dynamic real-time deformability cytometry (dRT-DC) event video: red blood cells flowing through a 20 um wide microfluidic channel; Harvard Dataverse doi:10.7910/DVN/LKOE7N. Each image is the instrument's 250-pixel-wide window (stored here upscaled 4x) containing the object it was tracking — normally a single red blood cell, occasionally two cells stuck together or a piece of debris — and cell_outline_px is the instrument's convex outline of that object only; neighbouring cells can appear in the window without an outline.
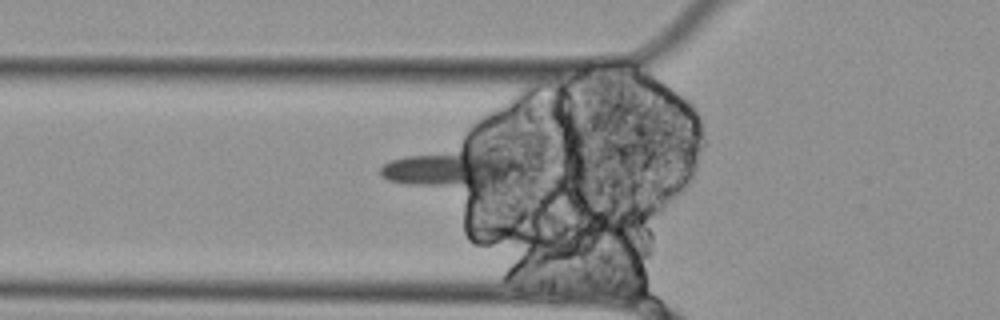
{"species": "Egyptian fruit bat (a non-hibernating species)", "species_latin": "Rousettus aegyptiacus", "temperature_condition": "cold", "stored_images_in_passage": 41, "camera_frame_rate_fps": 3000, "um_per_image_px": 0.085, "animal": {"sex": "female"}, "frame": {"image": 1, "passage_image": 9, "time_ms": 2.667, "image_size_px": [1000, 320], "cell_outline_px": [[524, 168], [508, 180], [468, 188], [404, 184], [388, 180], [380, 176], [380, 168], [384, 164], [392, 160], [404, 156], [464, 140], [504, 156], [520, 164]], "centroid_in_image_um": [38.37, 14.2], "position_along_channel_um": 87.4, "area_um2": 32.54}}
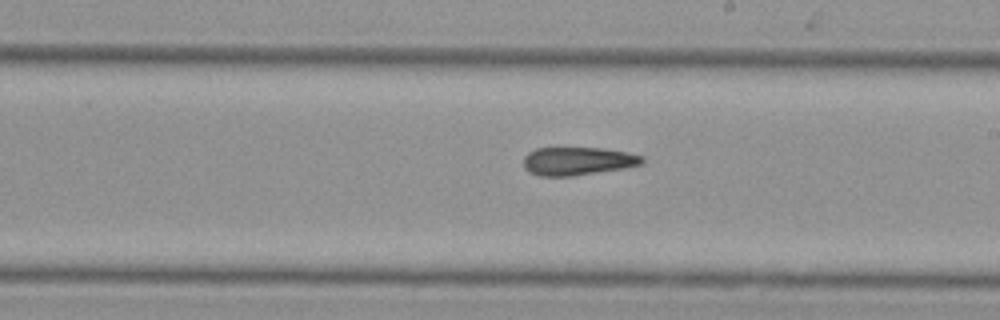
{"frame": {"image": 2, "passage_image": 22, "time_ms": 7.0, "image_size_px": [1000, 320], "cell_outline_px": [[644, 164], [624, 168], [572, 176], [540, 176], [528, 172], [524, 168], [524, 156], [528, 152], [536, 148], [604, 148], [628, 152], [644, 156]], "centroid_in_image_um": [49.12, 13.69], "position_along_channel_um": 239.9, "area_um2": 19.65}}
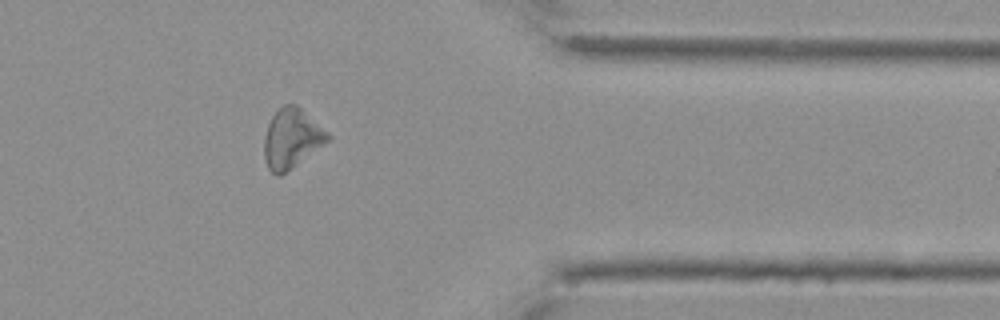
{"frame": {"image": 3, "passage_image": 36, "time_ms": 11.667, "image_size_px": [1000, 320], "cell_outline_px": [[332, 140], [288, 172], [280, 176], [276, 176], [268, 168], [264, 156], [264, 136], [268, 124], [272, 116], [284, 104], [296, 104], [328, 132], [332, 136]], "centroid_in_image_um": [24.82, 11.81], "position_along_channel_um": 386.6, "area_um2": 22.43}}